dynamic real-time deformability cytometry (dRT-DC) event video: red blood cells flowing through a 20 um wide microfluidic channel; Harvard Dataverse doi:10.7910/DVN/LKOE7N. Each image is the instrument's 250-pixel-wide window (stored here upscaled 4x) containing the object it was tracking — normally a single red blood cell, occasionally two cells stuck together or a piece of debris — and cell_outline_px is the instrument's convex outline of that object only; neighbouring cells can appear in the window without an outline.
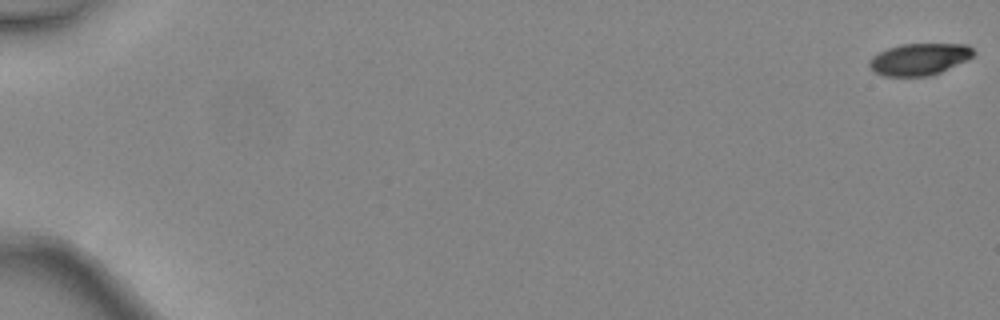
{"species": "common noctule bat (a hibernating species)", "species_latin": "Nyctalus noctula", "temperature_condition": "warm", "stored_images_in_passage": 48, "camera_frame_rate_fps": 3000, "um_per_image_px": 0.085, "animal": {"sex": "female", "body_mass_g": 24.6, "forearm_length_mm": 56.2}, "frame": {"image": 1, "passage_image": 1, "time_ms": 0.0, "image_size_px": [1000, 320], "cell_outline_px": [[976, 52], [968, 60], [940, 72], [928, 76], [884, 76], [876, 72], [868, 64], [868, 60], [872, 56], [888, 48], [900, 44], [968, 44]], "centroid_in_image_um": [78.16, 5.02], "position_along_channel_um": 6.8, "area_um2": 19.31}}
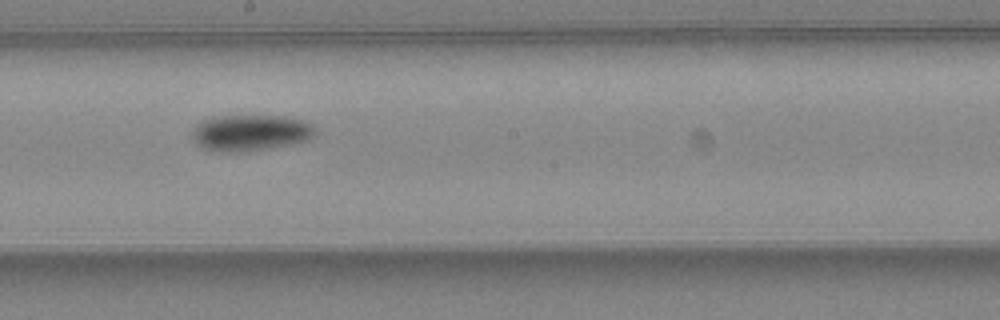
{"frame": {"image": 2, "passage_image": 29, "time_ms": 9.333, "image_size_px": [1000, 320], "cell_outline_px": [[316, 136], [308, 140], [248, 152], [208, 152], [200, 148], [196, 144], [192, 136], [192, 132], [204, 120], [220, 116], [288, 116], [304, 120], [312, 124], [316, 128]], "centroid_in_image_um": [21.31, 11.3], "position_along_channel_um": 226.9, "area_um2": 26.24}}
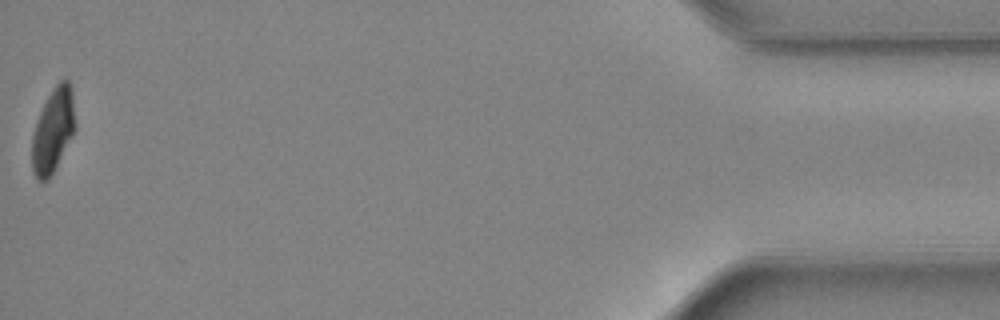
{"frame": {"image": 3, "passage_image": 48, "time_ms": 15.667, "image_size_px": [1000, 320], "cell_outline_px": [[76, 128], [72, 136], [48, 180], [36, 180], [32, 172], [32, 136], [40, 112], [48, 96], [56, 84], [60, 80], [68, 80], [72, 88], [76, 124]], "centroid_in_image_um": [4.52, 11.07], "position_along_channel_um": 430.7, "area_um2": 21.04}, "authors_computed_cell_mechanics": {"area_um2": 22.5998, "velocity_mm_per_s": 4.5409, "shape_relaxation_time_tau1_ms": 3.2042, "shape_relaxation_time_tau2_ms": null, "deformation_change_tau1": 0.1404, "deformation_change_tau2": null}}